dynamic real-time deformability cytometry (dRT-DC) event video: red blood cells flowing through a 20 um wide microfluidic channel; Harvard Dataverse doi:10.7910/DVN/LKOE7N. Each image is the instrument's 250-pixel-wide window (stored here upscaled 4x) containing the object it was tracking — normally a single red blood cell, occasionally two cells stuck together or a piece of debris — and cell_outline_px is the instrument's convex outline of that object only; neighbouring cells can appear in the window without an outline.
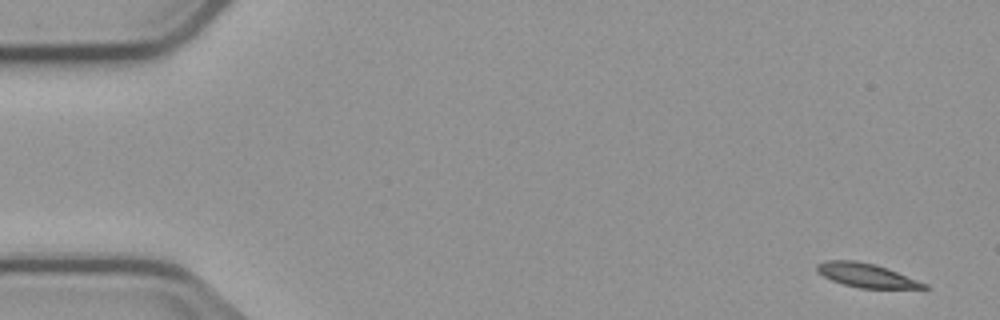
{"species": "common noctule bat (a hibernating species)", "species_latin": "Nyctalus noctula", "temperature_condition": "cold", "stored_images_in_passage": 5, "segment_of_instrument_passage": [1, 2], "camera_frame_rate_fps": 3000, "um_per_image_px": 0.085, "animal": {"sex": "male", "body_mass_g": 23.1, "forearm_length_mm": 52.7}, "frame": {"image": 1, "passage_image": 1, "time_ms": 0.0, "image_size_px": [1000, 320], "cell_outline_px": [[928, 288], [860, 288], [844, 284], [832, 280], [816, 272], [816, 264], [824, 260], [856, 260], [876, 264], [928, 284]], "centroid_in_image_um": [73.59, 23.38], "position_along_channel_um": 11.4, "area_um2": 14.85}}